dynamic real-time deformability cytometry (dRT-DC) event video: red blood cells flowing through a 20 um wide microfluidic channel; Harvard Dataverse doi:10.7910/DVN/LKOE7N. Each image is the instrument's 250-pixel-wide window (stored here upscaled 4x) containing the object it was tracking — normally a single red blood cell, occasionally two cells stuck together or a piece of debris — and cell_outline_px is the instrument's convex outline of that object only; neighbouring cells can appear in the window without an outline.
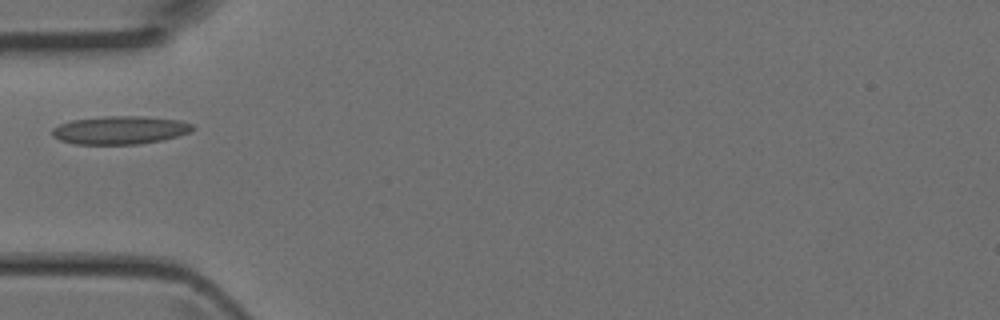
{"species": "Egyptian fruit bat (a non-hibernating species)", "species_latin": "Rousettus aegyptiacus", "temperature_condition": "room temperature", "stored_images_in_passage": 1, "camera_frame_rate_fps": 3000, "um_per_image_px": 0.085, "animal": {"sex": "female"}, "frame": {"image": 1, "passage_image": 1, "time_ms": 0.0, "image_size_px": [1000, 320], "cell_outline_px": [[196, 128], [188, 132], [176, 136], [160, 140], [140, 144], [76, 144], [60, 140], [52, 136], [52, 128], [60, 124], [72, 120], [104, 116], [144, 116], [180, 120], [192, 124]], "centroid_in_image_um": [10.19, 11.05], "position_along_channel_um": 74.8, "area_um2": 23.0}}